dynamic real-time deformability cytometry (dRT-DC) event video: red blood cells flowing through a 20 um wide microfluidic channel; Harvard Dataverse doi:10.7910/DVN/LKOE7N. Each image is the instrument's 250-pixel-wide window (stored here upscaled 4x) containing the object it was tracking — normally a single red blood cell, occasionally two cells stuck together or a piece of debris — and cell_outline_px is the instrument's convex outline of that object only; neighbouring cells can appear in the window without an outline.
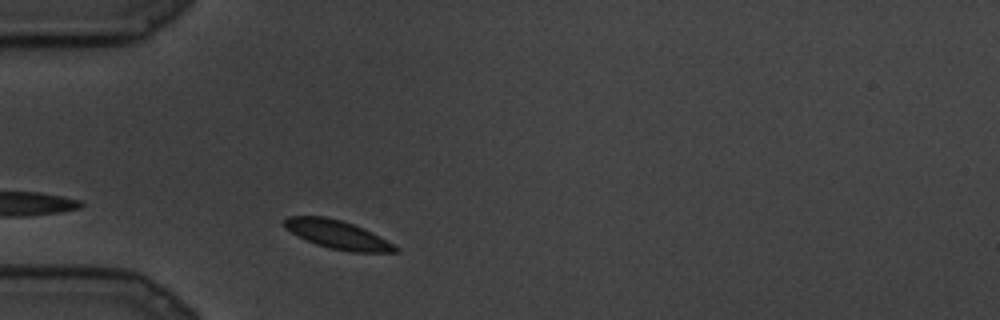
{"species": "common noctule bat (a hibernating species)", "species_latin": "Nyctalus noctula", "temperature_condition": "cold", "stored_images_in_passage": 56, "camera_frame_rate_fps": 3000, "um_per_image_px": 0.085, "animal": {"sex": "male", "body_mass_g": 19.5, "forearm_length_mm": 54.6}, "frame": {"image": 1, "passage_image": 5, "time_ms": 1.333, "image_size_px": [1000, 320], "cell_outline_px": [[400, 248], [396, 252], [352, 252], [332, 248], [316, 244], [284, 228], [284, 220], [288, 216], [324, 216], [340, 220], [364, 228], [380, 236]], "centroid_in_image_um": [28.72, 19.93], "position_along_channel_um": 56.3, "area_um2": 18.15}}
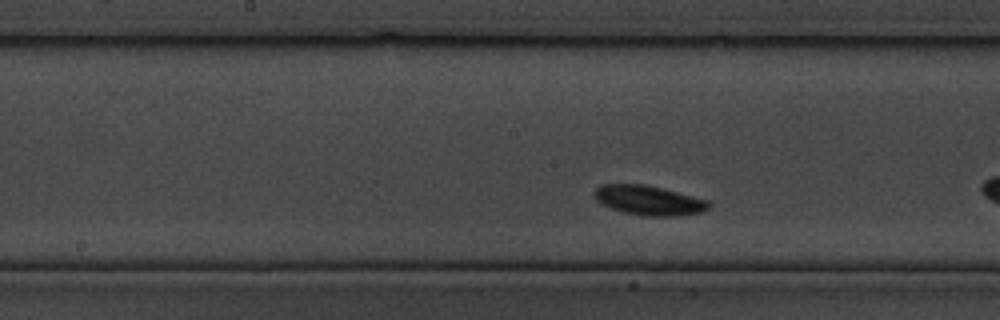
{"frame": {"image": 2, "passage_image": 21, "time_ms": 6.667, "image_size_px": [1000, 320], "cell_outline_px": [[712, 204], [708, 208], [700, 212], [676, 216], [644, 216], [624, 212], [600, 204], [592, 196], [592, 192], [600, 184], [644, 184], [708, 200]], "centroid_in_image_um": [55.09, 17.02], "position_along_channel_um": 193.1, "area_um2": 19.71}}
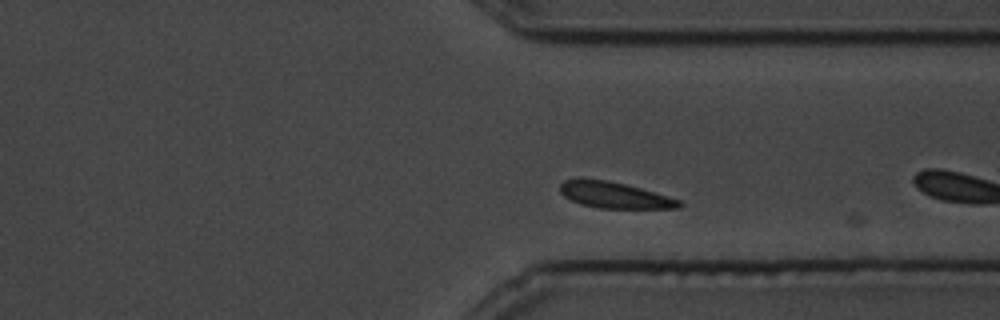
{"frame": {"image": 3, "passage_image": 45, "time_ms": 14.667, "image_size_px": [1000, 320], "cell_outline_px": [[684, 204], [680, 208], [600, 208], [580, 204], [564, 196], [560, 192], [560, 184], [564, 180], [576, 176], [580, 176], [608, 180], [640, 188], [684, 200]], "centroid_in_image_um": [52.22, 16.55], "position_along_channel_um": 359.2, "area_um2": 18.67}}